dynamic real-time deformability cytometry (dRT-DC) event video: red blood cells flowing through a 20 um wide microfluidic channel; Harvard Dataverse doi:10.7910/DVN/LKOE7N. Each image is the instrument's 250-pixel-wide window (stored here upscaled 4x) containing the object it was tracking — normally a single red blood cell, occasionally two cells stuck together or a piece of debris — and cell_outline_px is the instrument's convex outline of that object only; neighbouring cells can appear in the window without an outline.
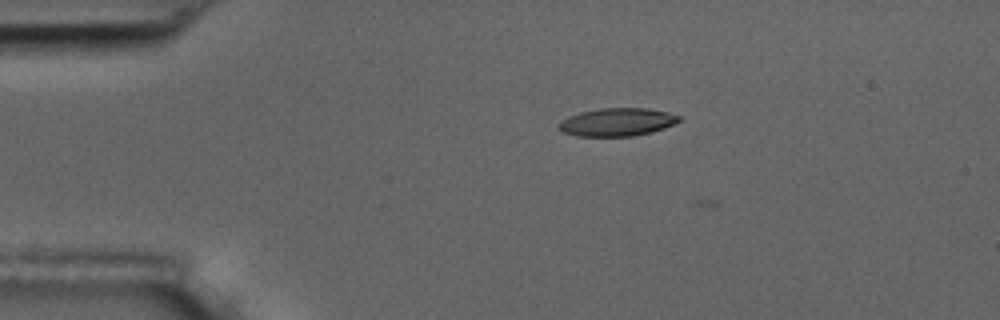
{"species": "common noctule bat (a hibernating species)", "species_latin": "Nyctalus noctula", "temperature_condition": "room temperature", "stored_images_in_passage": 10, "camera_frame_rate_fps": 3000, "um_per_image_px": 0.085, "animal": {"sex": "male", "body_mass_g": 17.5, "forearm_length_mm": 52.3}, "frame": {"image": 1, "passage_image": 3, "time_ms": 2.333, "image_size_px": [1000, 320], "cell_outline_px": [[680, 120], [664, 128], [652, 132], [632, 136], [576, 136], [564, 132], [556, 128], [556, 124], [560, 120], [568, 116], [580, 112], [600, 108], [648, 108], [668, 112], [680, 116]], "centroid_in_image_um": [52.4, 10.37], "position_along_channel_um": 32.6, "area_um2": 19.77}}
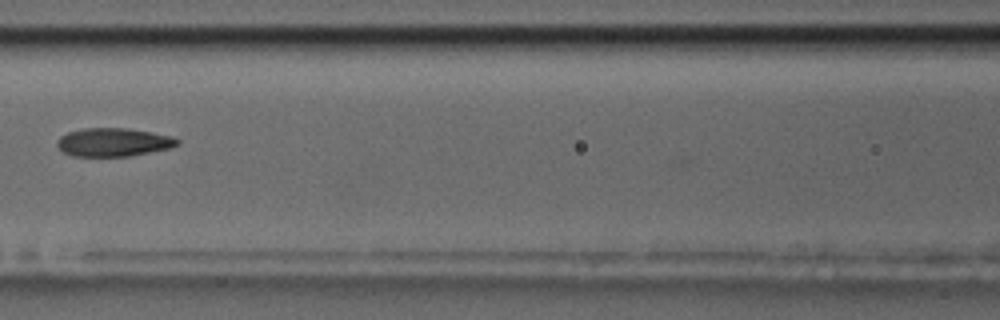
{"frame": {"image": 2, "passage_image": 7, "time_ms": 7.0, "image_size_px": [1000, 320], "cell_outline_px": [[180, 144], [168, 148], [128, 156], [72, 156], [64, 152], [56, 144], [56, 140], [60, 136], [68, 132], [84, 128], [128, 128], [152, 132], [172, 136], [180, 140]], "centroid_in_image_um": [9.63, 12.08], "position_along_channel_um": 157.0, "area_um2": 19.83}}
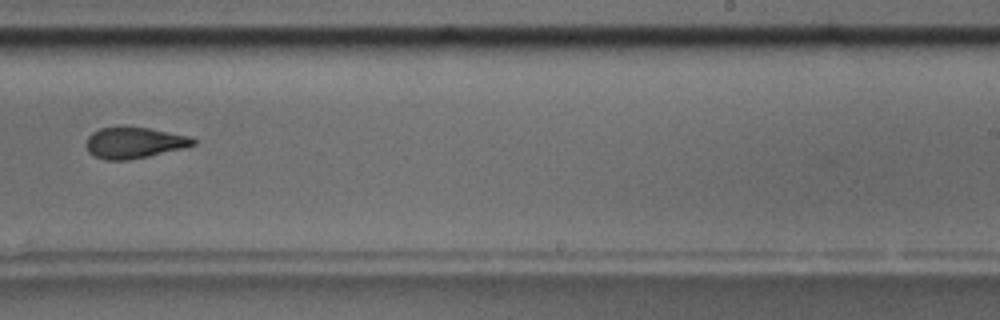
{"frame": {"image": 3, "passage_image": 10, "time_ms": 10.333, "image_size_px": [1000, 320], "cell_outline_px": [[196, 144], [184, 148], [148, 156], [128, 160], [104, 160], [92, 156], [88, 152], [84, 144], [88, 136], [92, 132], [100, 128], [116, 124], [120, 124], [148, 128], [188, 136], [196, 140]], "centroid_in_image_um": [11.31, 12.11], "position_along_channel_um": 277.7, "area_um2": 20.0}}